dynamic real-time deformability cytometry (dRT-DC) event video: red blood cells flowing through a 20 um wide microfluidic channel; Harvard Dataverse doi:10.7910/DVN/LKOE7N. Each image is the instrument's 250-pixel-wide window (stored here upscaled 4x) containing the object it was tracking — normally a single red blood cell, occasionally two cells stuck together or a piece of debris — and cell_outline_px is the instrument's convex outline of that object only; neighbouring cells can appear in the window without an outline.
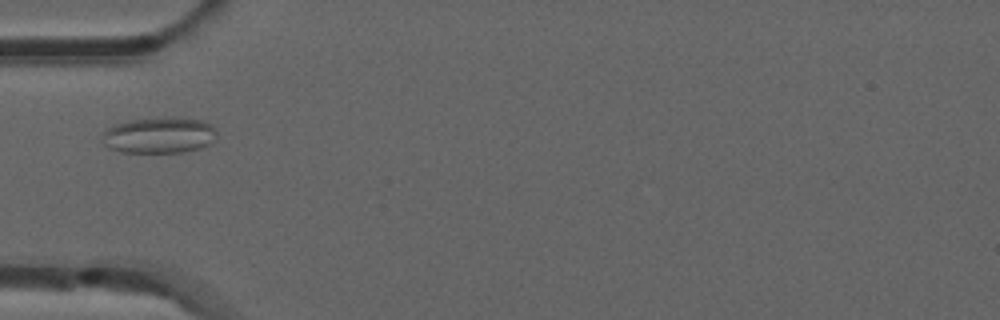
{"species": "common noctule bat (a hibernating species)", "species_latin": "Nyctalus noctula", "temperature_condition": "room temperature", "stored_images_in_passage": 8, "camera_frame_rate_fps": 3000, "um_per_image_px": 0.085, "animal": {"sex": "male", "forearm_length_mm": 52.5}, "frame": {"image": 1, "passage_image": 1, "time_ms": 0.0, "image_size_px": [1000, 320], "cell_outline_px": [[216, 136], [208, 144], [200, 148], [180, 152], [120, 152], [108, 148], [104, 144], [100, 136], [108, 128], [116, 124], [128, 120], [172, 116], [184, 116], [200, 120], [212, 124], [216, 128]], "centroid_in_image_um": [13.53, 11.47], "position_along_channel_um": 71.5, "area_um2": 24.45}}